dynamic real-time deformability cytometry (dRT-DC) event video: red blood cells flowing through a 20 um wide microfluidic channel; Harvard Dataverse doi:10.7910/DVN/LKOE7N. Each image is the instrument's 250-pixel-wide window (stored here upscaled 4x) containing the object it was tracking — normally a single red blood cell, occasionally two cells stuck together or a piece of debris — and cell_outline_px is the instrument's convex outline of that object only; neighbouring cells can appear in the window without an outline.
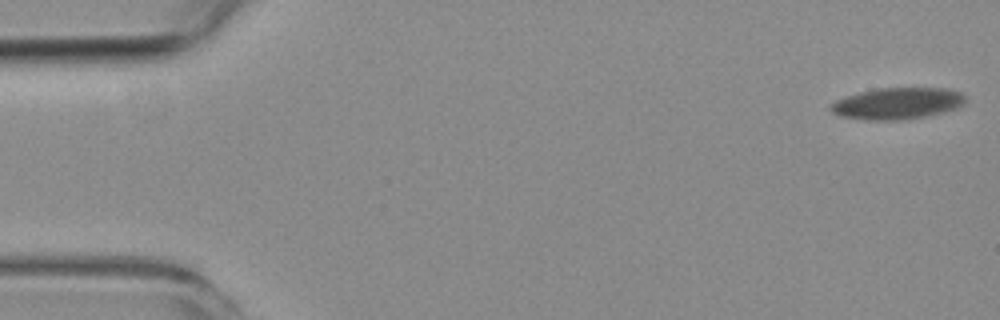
{"species": "common noctule bat (a hibernating species)", "species_latin": "Nyctalus noctula", "temperature_condition": "room temperature", "stored_images_in_passage": 7, "camera_frame_rate_fps": 3000, "um_per_image_px": 0.085, "animal": {"sex": "female", "body_mass_g": 19.3, "forearm_length_mm": 54.1}, "frame": {"image": 1, "passage_image": 1, "time_ms": 0.0, "image_size_px": [1000, 320], "cell_outline_px": [[968, 100], [964, 104], [956, 108], [940, 112], [900, 120], [872, 120], [844, 116], [832, 112], [828, 108], [836, 100], [860, 92], [876, 88], [948, 88], [960, 92]], "centroid_in_image_um": [76.3, 8.77], "position_along_channel_um": 8.7, "area_um2": 24.33}}
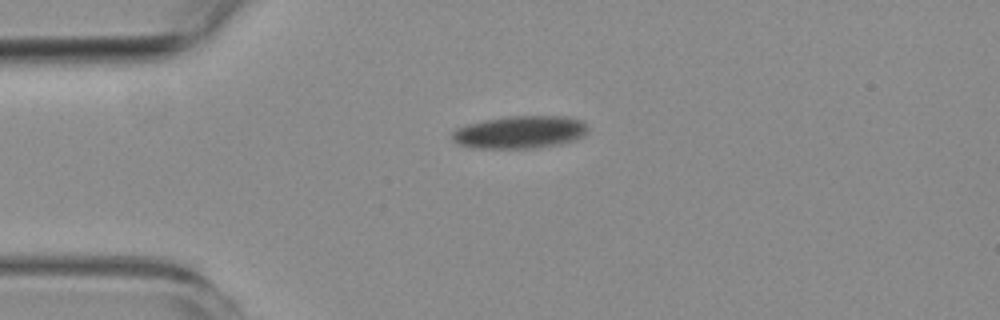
{"frame": {"image": 2, "passage_image": 5, "time_ms": 4.667, "image_size_px": [1000, 320], "cell_outline_px": [[588, 132], [584, 136], [576, 140], [560, 144], [532, 148], [472, 148], [456, 144], [452, 140], [452, 132], [456, 128], [468, 124], [484, 120], [508, 116], [568, 116], [580, 120], [588, 128]], "centroid_in_image_um": [44.19, 11.24], "position_along_channel_um": 40.8, "area_um2": 26.01}}